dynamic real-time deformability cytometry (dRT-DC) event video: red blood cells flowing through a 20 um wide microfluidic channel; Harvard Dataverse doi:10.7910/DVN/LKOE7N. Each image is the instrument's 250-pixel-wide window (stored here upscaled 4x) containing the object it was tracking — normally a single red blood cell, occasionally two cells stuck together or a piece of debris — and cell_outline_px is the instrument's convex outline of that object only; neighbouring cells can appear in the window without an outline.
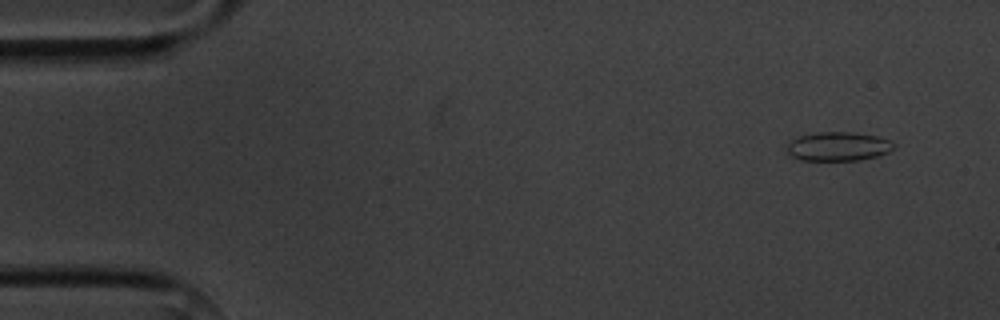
{"species": "common noctule bat (a hibernating species)", "species_latin": "Nyctalus noctula", "temperature_condition": "cold", "stored_images_in_passage": 13, "camera_frame_rate_fps": 3000, "um_per_image_px": 0.085, "animal": {"sex": "male", "body_mass_g": 20.1, "forearm_length_mm": 53.5}, "frame": {"image": 1, "passage_image": 1, "time_ms": 0.0, "image_size_px": [1000, 320], "cell_outline_px": [[896, 144], [888, 152], [880, 156], [860, 160], [800, 160], [784, 152], [788, 144], [792, 140], [800, 136], [816, 132], [856, 132], [876, 136], [892, 140]], "centroid_in_image_um": [71.26, 12.45], "position_along_channel_um": 13.7, "area_um2": 18.26}}
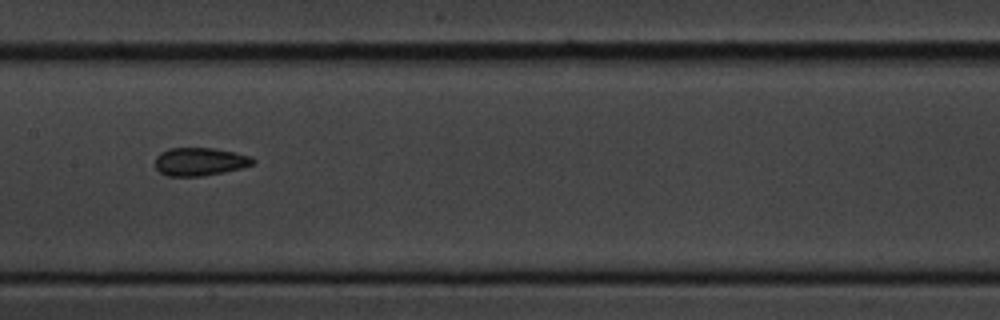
{"frame": {"image": 2, "passage_image": 7, "time_ms": 7.667, "image_size_px": [1000, 320], "cell_outline_px": [[256, 160], [252, 164], [240, 168], [224, 172], [200, 176], [168, 176], [160, 172], [156, 168], [156, 156], [160, 152], [168, 148], [212, 148], [236, 152], [252, 156]], "centroid_in_image_um": [16.99, 13.73], "position_along_channel_um": 190.4, "area_um2": 16.01}}
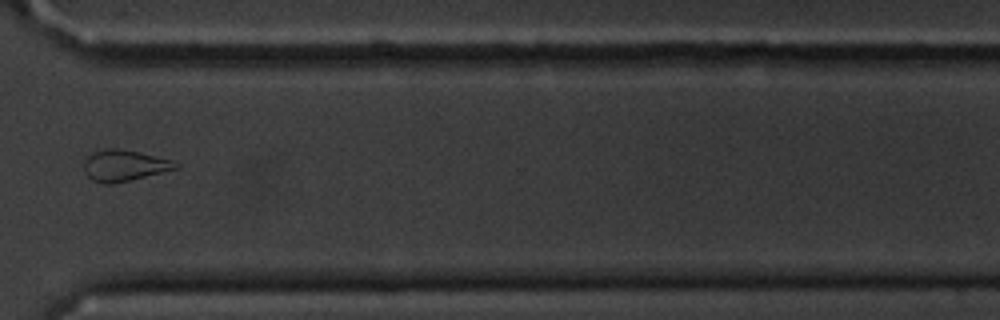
{"frame": {"image": 3, "passage_image": 11, "time_ms": 12.333, "image_size_px": [1000, 320], "cell_outline_px": [[180, 168], [112, 184], [104, 184], [92, 180], [84, 172], [84, 152], [104, 148], [116, 148], [136, 152], [172, 160], [180, 164]], "centroid_in_image_um": [10.48, 14.05], "position_along_channel_um": 360.1, "area_um2": 16.94}}